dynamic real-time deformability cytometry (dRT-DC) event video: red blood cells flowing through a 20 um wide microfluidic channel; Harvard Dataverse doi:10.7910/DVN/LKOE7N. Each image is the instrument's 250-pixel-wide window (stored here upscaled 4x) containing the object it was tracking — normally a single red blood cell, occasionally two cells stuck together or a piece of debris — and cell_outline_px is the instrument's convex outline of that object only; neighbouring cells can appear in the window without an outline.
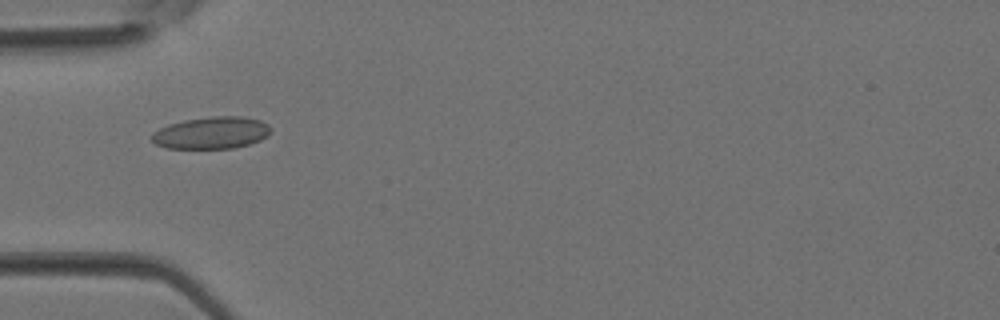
{"species": "Egyptian fruit bat (a non-hibernating species)", "species_latin": "Rousettus aegyptiacus", "temperature_condition": "room temperature", "stored_images_in_passage": 32, "camera_frame_rate_fps": 3000, "um_per_image_px": 0.085, "animal": {"sex": "female"}, "frame": {"image": 1, "passage_image": 6, "time_ms": 1.667, "image_size_px": [1000, 320], "cell_outline_px": [[272, 128], [268, 136], [260, 140], [248, 144], [232, 148], [164, 148], [156, 144], [152, 140], [152, 132], [168, 124], [184, 120], [212, 116], [240, 116], [260, 120], [268, 124]], "centroid_in_image_um": [17.98, 11.28], "position_along_channel_um": 67.0, "area_um2": 22.25}}
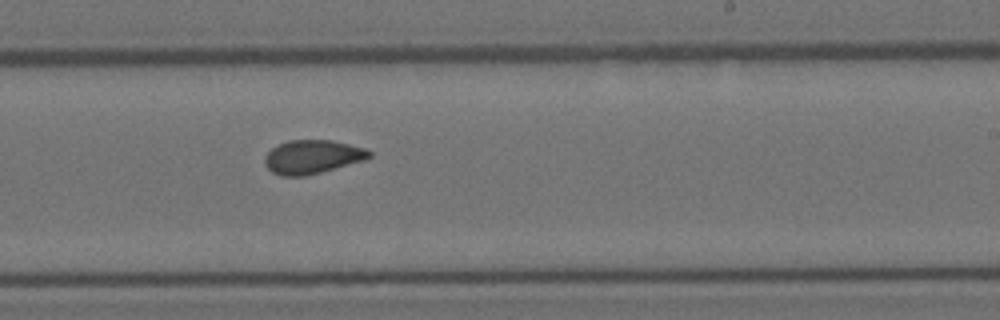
{"frame": {"image": 2, "passage_image": 17, "time_ms": 5.333, "image_size_px": [1000, 320], "cell_outline_px": [[372, 156], [364, 160], [320, 172], [304, 176], [280, 176], [272, 172], [264, 164], [264, 156], [272, 148], [288, 140], [332, 140], [364, 148], [372, 152]], "centroid_in_image_um": [26.53, 13.33], "position_along_channel_um": 262.5, "area_um2": 20.4}}
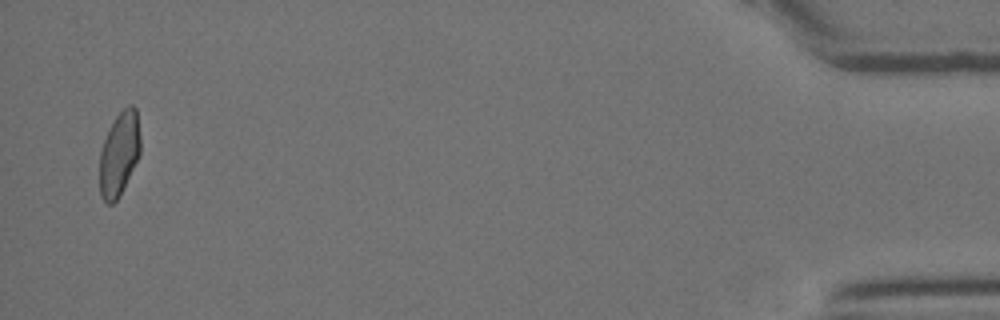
{"frame": {"image": 3, "passage_image": 31, "time_ms": 10.0, "image_size_px": [1000, 320], "cell_outline_px": [[140, 152], [120, 196], [112, 204], [108, 204], [100, 196], [100, 152], [104, 140], [116, 116], [128, 104], [132, 104], [136, 108], [140, 136]], "centroid_in_image_um": [10.14, 13.08], "position_along_channel_um": 425.1, "area_um2": 19.71}}